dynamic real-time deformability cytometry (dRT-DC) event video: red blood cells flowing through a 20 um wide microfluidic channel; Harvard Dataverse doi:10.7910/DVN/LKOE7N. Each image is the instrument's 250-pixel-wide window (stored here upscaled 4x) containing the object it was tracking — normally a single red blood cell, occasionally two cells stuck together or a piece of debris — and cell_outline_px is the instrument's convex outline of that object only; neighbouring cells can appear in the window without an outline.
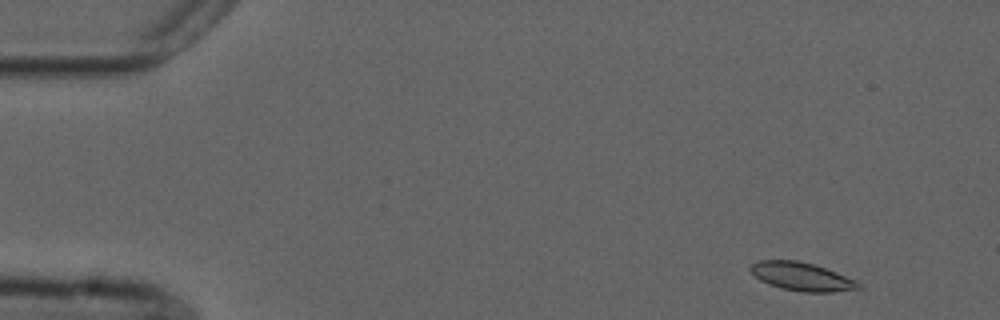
{"species": "common noctule bat (a hibernating species)", "species_latin": "Nyctalus noctula", "temperature_condition": "cold", "stored_images_in_passage": 53, "camera_frame_rate_fps": 3000, "um_per_image_px": 0.085, "animal": {"sex": "male", "forearm_length_mm": 52.5}, "frame": {"image": 1, "passage_image": 2, "time_ms": 0.333, "image_size_px": [1000, 320], "cell_outline_px": [[864, 288], [832, 292], [804, 292], [780, 288], [768, 284], [760, 280], [748, 268], [752, 264], [760, 260], [796, 260], [812, 264], [836, 272], [856, 280]], "centroid_in_image_um": [68.16, 23.52], "position_along_channel_um": 16.8, "area_um2": 17.74}}
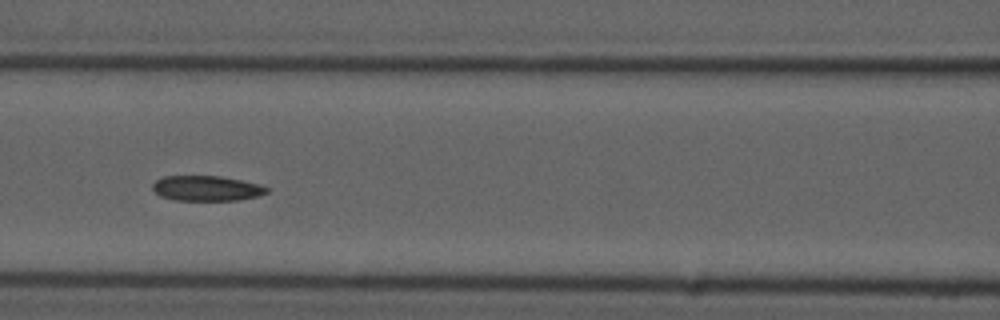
{"frame": {"image": 2, "passage_image": 21, "time_ms": 6.667, "image_size_px": [1000, 320], "cell_outline_px": [[268, 192], [260, 196], [240, 200], [176, 200], [160, 196], [152, 188], [152, 184], [156, 180], [164, 176], [220, 176], [260, 184], [268, 188]], "centroid_in_image_um": [17.58, 16.01], "position_along_channel_um": 149.0, "area_um2": 16.76}}
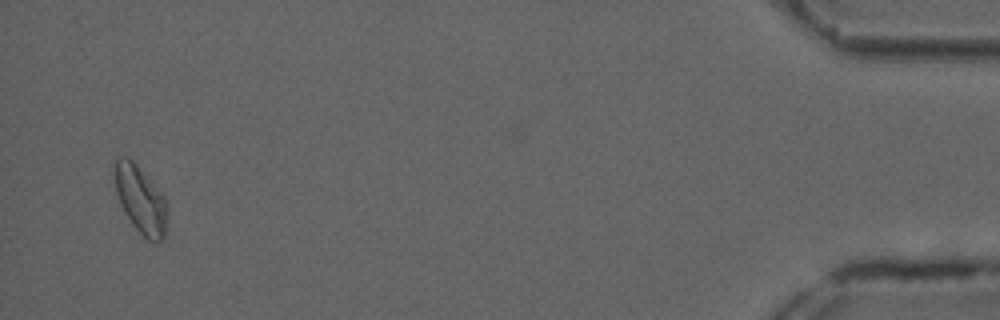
{"frame": {"image": 3, "passage_image": 50, "time_ms": 16.333, "image_size_px": [1000, 320], "cell_outline_px": [[168, 216], [164, 240], [156, 244], [148, 240], [132, 224], [124, 212], [120, 204], [116, 192], [112, 172], [116, 160], [120, 156], [124, 156], [132, 160], [136, 164], [164, 196], [168, 204]], "centroid_in_image_um": [11.96, 17.0], "position_along_channel_um": 423.2, "area_um2": 21.1}, "authors_computed_cell_mechanics": {"area_um2": 17.8024, "velocity_mm_per_s": 3.7363, "shape_relaxation_time_tau1_ms": 5.7515, "shape_relaxation_time_tau2_ms": null, "deformation_change_tau1": 0.1025, "deformation_change_tau2": null}}